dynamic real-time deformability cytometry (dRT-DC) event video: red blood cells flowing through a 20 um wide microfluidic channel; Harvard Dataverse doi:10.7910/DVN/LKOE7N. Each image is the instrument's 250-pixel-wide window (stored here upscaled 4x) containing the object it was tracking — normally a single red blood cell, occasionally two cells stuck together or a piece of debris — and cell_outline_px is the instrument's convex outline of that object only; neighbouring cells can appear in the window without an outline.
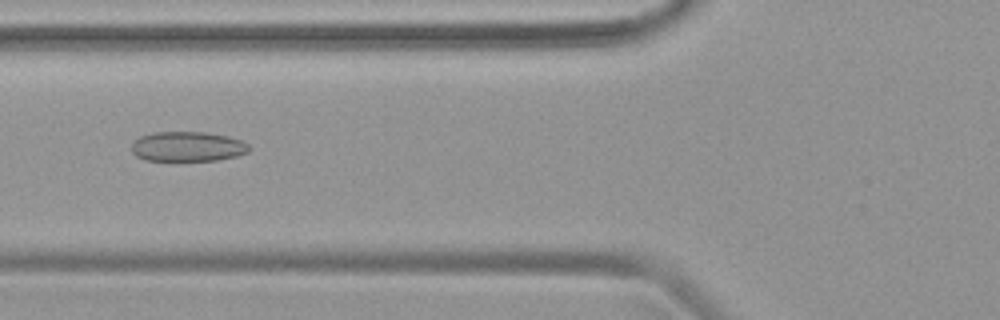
{"species": "common noctule bat (a hibernating species)", "species_latin": "Nyctalus noctula", "temperature_condition": "warm", "stored_images_in_passage": 47, "camera_frame_rate_fps": 3000, "um_per_image_px": 0.085, "animal": {"sex": "female", "body_mass_g": 19.9}, "frame": {"image": 1, "passage_image": 18, "time_ms": 5.667, "image_size_px": [1000, 320], "cell_outline_px": [[252, 148], [248, 152], [236, 156], [216, 160], [144, 160], [136, 156], [132, 152], [132, 144], [140, 136], [156, 132], [204, 132], [228, 136], [240, 140], [248, 144]], "centroid_in_image_um": [15.96, 12.45], "position_along_channel_um": 109.8, "area_um2": 20.35}}
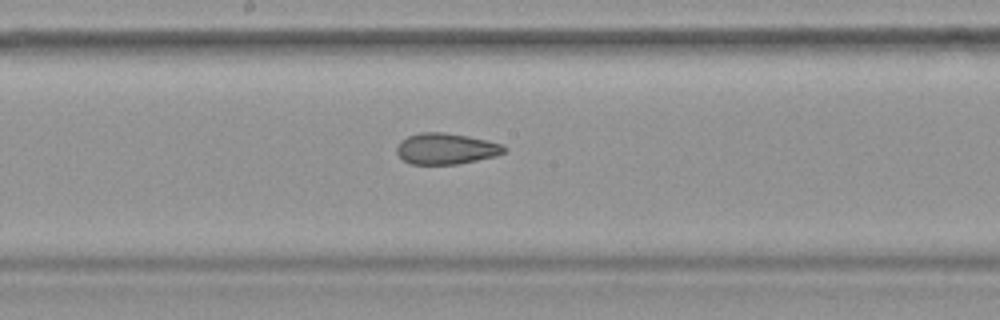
{"frame": {"image": 2, "passage_image": 25, "time_ms": 8.0, "image_size_px": [1000, 320], "cell_outline_px": [[508, 148], [504, 152], [496, 156], [456, 164], [408, 164], [396, 152], [396, 148], [400, 140], [408, 136], [420, 132], [444, 132], [468, 136], [488, 140], [504, 144]], "centroid_in_image_um": [37.92, 12.63], "position_along_channel_um": 210.3, "area_um2": 19.59}}
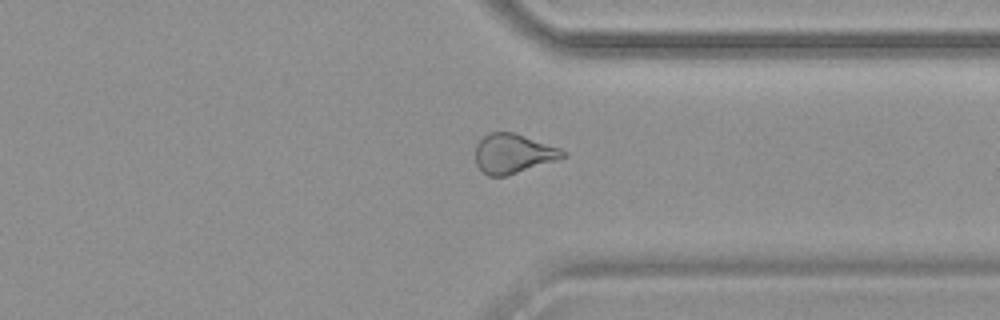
{"frame": {"image": 3, "passage_image": 36, "time_ms": 11.667, "image_size_px": [1000, 320], "cell_outline_px": [[568, 156], [556, 160], [504, 176], [488, 176], [476, 164], [476, 144], [488, 132], [512, 132], [560, 148], [568, 152]], "centroid_in_image_um": [43.62, 13.04], "position_along_channel_um": 367.8, "area_um2": 19.83}}